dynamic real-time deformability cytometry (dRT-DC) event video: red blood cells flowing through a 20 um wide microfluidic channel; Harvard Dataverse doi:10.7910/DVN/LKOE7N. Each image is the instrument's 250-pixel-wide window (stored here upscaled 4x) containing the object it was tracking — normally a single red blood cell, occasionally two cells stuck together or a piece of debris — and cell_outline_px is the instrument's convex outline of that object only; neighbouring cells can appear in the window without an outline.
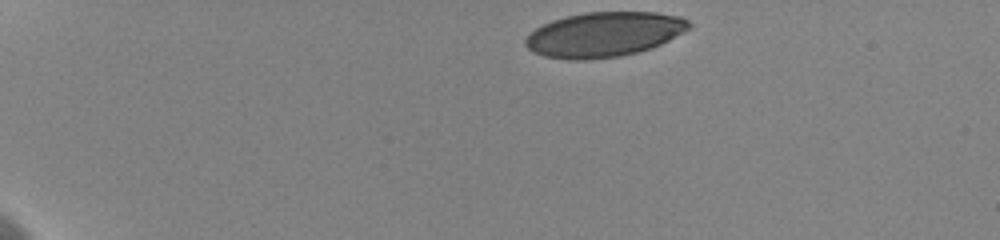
{"species": "human", "species_latin": "Homo sapiens", "temperature_condition": "cold", "stored_images_in_passage": 40, "camera_frame_rate_fps": 3000, "um_per_image_px": 0.085, "donor": {"sex": "female"}, "frame": {"image": 1, "passage_image": 1, "time_ms": 0.0, "image_size_px": [1000, 240], "cell_outline_px": [[692, 24], [688, 28], [668, 40], [652, 48], [620, 56], [584, 60], [568, 60], [544, 56], [532, 52], [524, 44], [524, 40], [536, 28], [552, 20], [564, 16], [584, 12], [656, 12], [680, 16], [688, 20]], "centroid_in_image_um": [51.31, 2.92], "position_along_channel_um": 33.7, "area_um2": 42.66}}
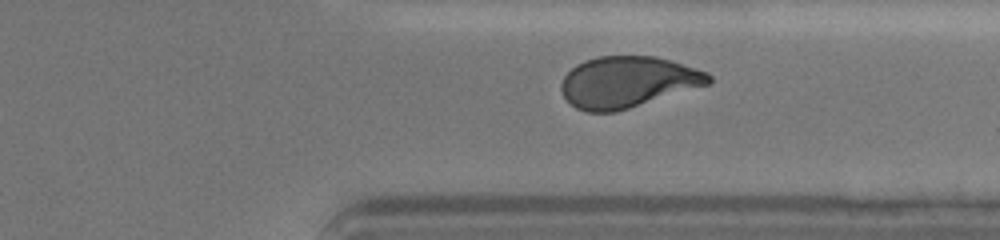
{"frame": {"image": 2, "passage_image": 36, "time_ms": 11.667, "image_size_px": [1000, 240], "cell_outline_px": [[712, 84], [616, 112], [588, 112], [576, 108], [564, 96], [560, 88], [560, 84], [564, 76], [576, 64], [584, 60], [600, 56], [656, 56], [672, 60], [708, 72], [712, 76]], "centroid_in_image_um": [53.39, 6.97], "position_along_channel_um": 358.0, "area_um2": 44.33}}
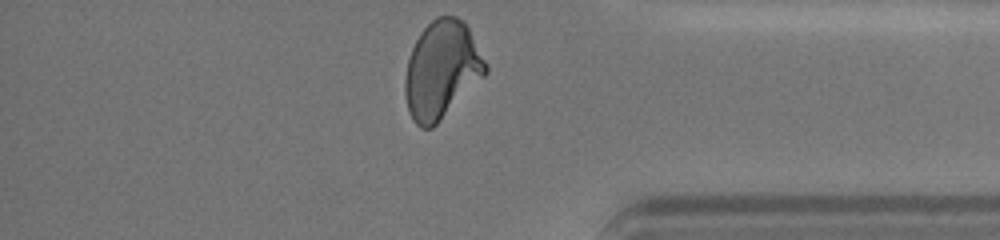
{"frame": {"image": 3, "passage_image": 40, "time_ms": 13.0, "image_size_px": [1000, 240], "cell_outline_px": [[488, 72], [432, 128], [420, 128], [412, 120], [408, 108], [404, 92], [404, 80], [408, 60], [412, 48], [420, 32], [436, 16], [456, 16], [464, 20], [488, 64]], "centroid_in_image_um": [37.54, 5.92], "position_along_channel_um": 397.7, "area_um2": 45.6}, "authors_computed_cell_mechanics": {"area_um2": 44.9973, "velocity_mm_per_s": 3.5837, "shape_relaxation_time_tau1_ms": 4.1137, "shape_relaxation_time_tau2_ms": 1.1274, "deformation_change_tau1": 0.1651, "deformation_change_tau2": 0.0653}}